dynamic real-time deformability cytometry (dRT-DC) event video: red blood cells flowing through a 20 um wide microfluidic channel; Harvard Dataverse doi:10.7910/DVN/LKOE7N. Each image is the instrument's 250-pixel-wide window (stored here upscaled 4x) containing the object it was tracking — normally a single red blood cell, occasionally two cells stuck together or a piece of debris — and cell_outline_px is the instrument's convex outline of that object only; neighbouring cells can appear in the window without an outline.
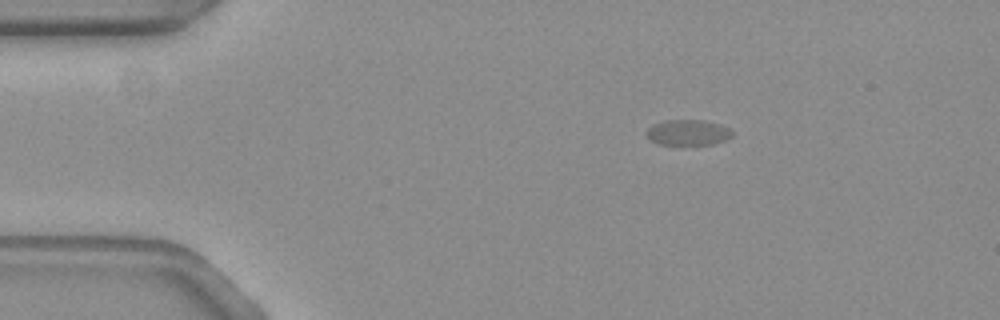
{"species": "common noctule bat (a hibernating species)", "species_latin": "Nyctalus noctula", "temperature_condition": "warm", "stored_images_in_passage": 26, "camera_frame_rate_fps": 3000, "um_per_image_px": 0.085, "animal": {"sex": "female", "body_mass_g": 19.3, "forearm_length_mm": 54.1}, "frame": {"image": 1, "passage_image": 1, "time_ms": 0.0, "image_size_px": [1000, 320], "cell_outline_px": [[736, 132], [732, 136], [724, 140], [712, 144], [660, 144], [652, 140], [644, 132], [652, 124], [664, 120], [704, 120], [720, 124]], "centroid_in_image_um": [58.49, 11.24], "position_along_channel_um": 26.5, "area_um2": 12.77}}
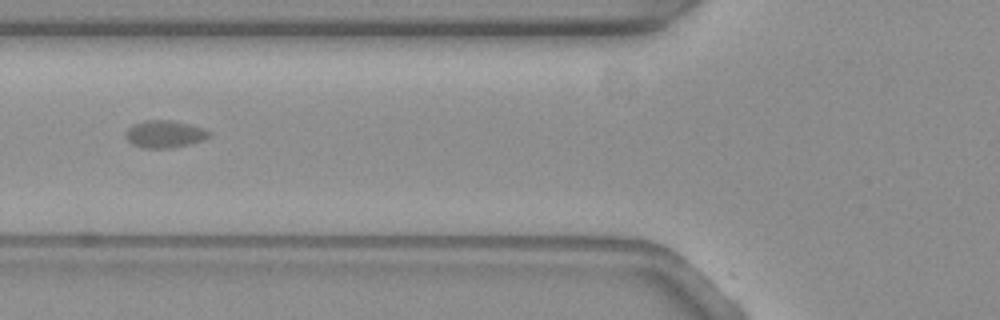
{"frame": {"image": 2, "passage_image": 13, "time_ms": 4.0, "image_size_px": [1000, 320], "cell_outline_px": [[212, 132], [208, 136], [200, 140], [188, 144], [172, 148], [144, 148], [132, 144], [124, 136], [124, 132], [132, 124], [144, 120], [172, 120], [204, 128]], "centroid_in_image_um": [13.94, 11.38], "position_along_channel_um": 111.9, "area_um2": 13.29}}
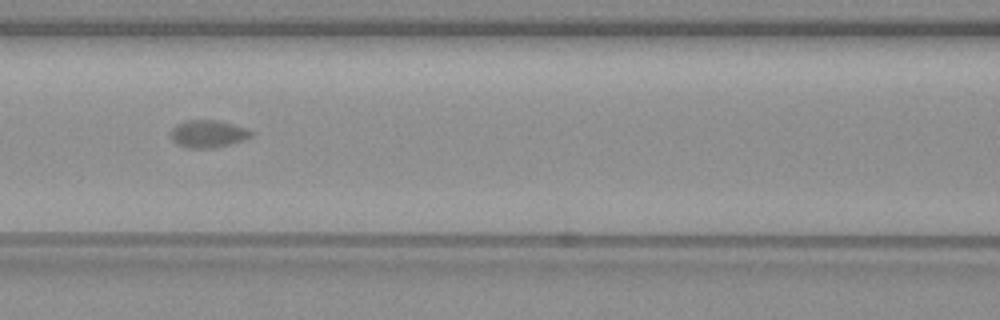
{"frame": {"image": 3, "passage_image": 16, "time_ms": 5.0, "image_size_px": [1000, 320], "cell_outline_px": [[252, 136], [244, 140], [212, 148], [188, 148], [176, 144], [172, 140], [172, 128], [176, 124], [184, 120], [216, 120], [232, 124], [244, 128], [252, 132]], "centroid_in_image_um": [17.64, 11.37], "position_along_channel_um": 149.0, "area_um2": 12.72}}